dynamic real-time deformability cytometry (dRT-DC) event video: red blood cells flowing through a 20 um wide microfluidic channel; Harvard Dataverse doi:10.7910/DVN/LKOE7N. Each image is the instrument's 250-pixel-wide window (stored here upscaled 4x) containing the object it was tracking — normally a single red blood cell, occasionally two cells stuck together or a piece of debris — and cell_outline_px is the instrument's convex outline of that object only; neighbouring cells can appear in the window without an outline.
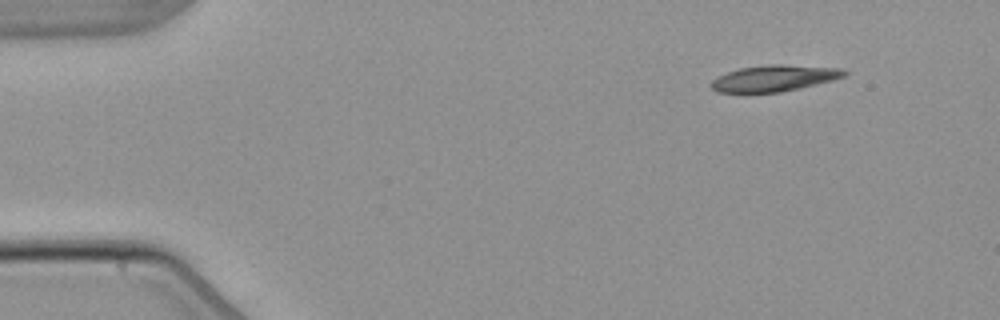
{"species": "common noctule bat (a hibernating species)", "species_latin": "Nyctalus noctula", "temperature_condition": "warm", "stored_images_in_passage": 5, "camera_frame_rate_fps": 3000, "um_per_image_px": 0.085, "animal": {"sex": "male", "body_mass_g": 21.5, "forearm_length_mm": 52.0}, "frame": {"image": 1, "passage_image": 5, "time_ms": 5.667, "image_size_px": [1000, 320], "cell_outline_px": [[848, 72], [844, 76], [832, 80], [800, 88], [780, 92], [716, 92], [712, 88], [712, 80], [728, 72], [740, 68], [768, 64], [784, 64], [844, 68]], "centroid_in_image_um": [65.86, 6.63], "position_along_channel_um": 19.1, "area_um2": 20.23}}